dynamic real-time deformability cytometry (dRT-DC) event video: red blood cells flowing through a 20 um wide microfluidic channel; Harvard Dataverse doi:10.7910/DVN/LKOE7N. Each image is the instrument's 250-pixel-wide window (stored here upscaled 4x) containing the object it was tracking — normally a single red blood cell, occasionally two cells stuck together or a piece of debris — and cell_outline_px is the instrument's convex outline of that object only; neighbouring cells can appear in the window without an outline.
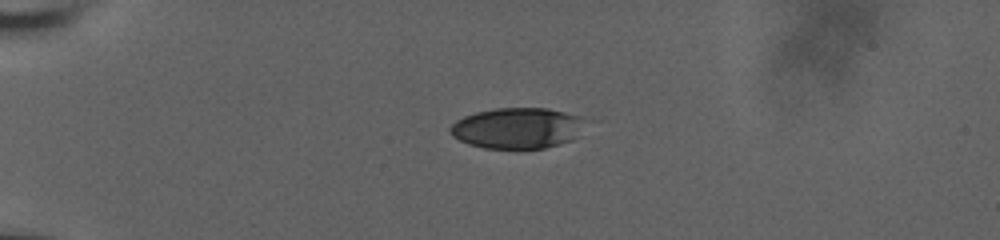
{"species": "human", "species_latin": "Homo sapiens", "temperature_condition": "room temperature", "stored_images_in_passage": 8, "camera_frame_rate_fps": 3000, "um_per_image_px": 0.085, "donor": {"sex": "male"}, "frame": {"image": 1, "passage_image": 1, "time_ms": 0.0, "image_size_px": [1000, 240], "cell_outline_px": [[604, 120], [572, 140], [560, 144], [544, 148], [484, 148], [468, 144], [452, 136], [448, 132], [448, 128], [456, 120], [464, 116], [476, 112], [496, 108], [548, 108]], "centroid_in_image_um": [44.24, 10.86], "position_along_channel_um": 40.8, "area_um2": 33.87}}
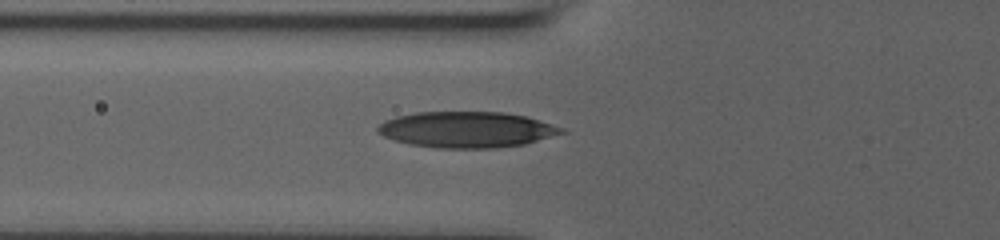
{"frame": {"image": 2, "passage_image": 4, "time_ms": 2.667, "image_size_px": [1000, 240], "cell_outline_px": [[568, 132], [524, 144], [496, 148], [436, 148], [408, 144], [384, 136], [376, 132], [376, 128], [384, 120], [396, 116], [416, 112], [504, 112], [524, 116], [564, 128]], "centroid_in_image_um": [39.64, 11.02], "position_along_channel_um": 86.2, "area_um2": 38.55}}
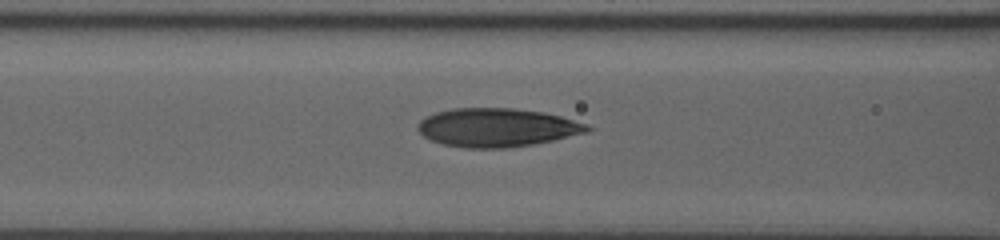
{"frame": {"image": 3, "passage_image": 7, "time_ms": 3.667, "image_size_px": [1000, 240], "cell_outline_px": [[592, 128], [588, 132], [552, 140], [532, 144], [508, 148], [464, 148], [444, 144], [432, 140], [424, 136], [416, 128], [416, 124], [420, 120], [436, 112], [452, 108], [516, 108], [544, 112], [560, 116], [588, 124]], "centroid_in_image_um": [42.24, 10.83], "position_along_channel_um": 124.4, "area_um2": 38.09}}